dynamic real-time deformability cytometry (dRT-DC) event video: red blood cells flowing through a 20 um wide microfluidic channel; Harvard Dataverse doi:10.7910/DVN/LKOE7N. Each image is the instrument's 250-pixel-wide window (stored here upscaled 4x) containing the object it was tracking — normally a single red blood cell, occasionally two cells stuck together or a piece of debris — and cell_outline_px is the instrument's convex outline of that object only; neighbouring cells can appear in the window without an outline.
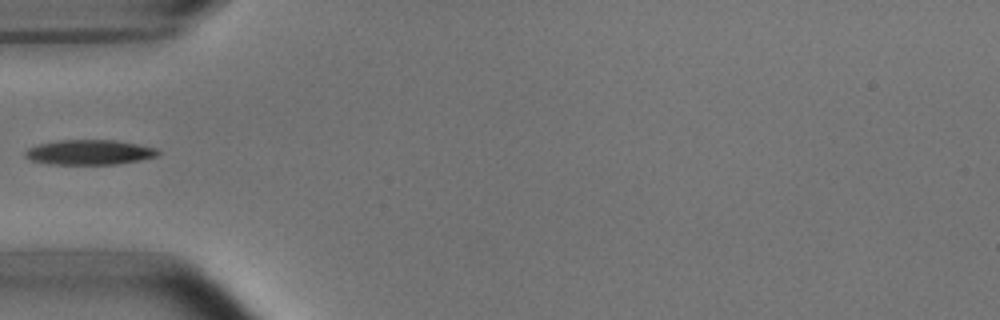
{"species": "common noctule bat (a hibernating species)", "species_latin": "Nyctalus noctula", "temperature_condition": "room temperature", "stored_images_in_passage": 36, "camera_frame_rate_fps": 3000, "um_per_image_px": 0.085, "animal": {"sex": "male", "body_mass_g": 15.6}, "frame": {"image": 1, "passage_image": 1, "time_ms": 0.0, "image_size_px": [1000, 320], "cell_outline_px": [[160, 152], [156, 156], [140, 160], [116, 164], [48, 164], [28, 160], [24, 156], [24, 152], [28, 148], [40, 144], [56, 140], [116, 140], [156, 148]], "centroid_in_image_um": [7.55, 12.94], "position_along_channel_um": 77.5, "area_um2": 19.31}}
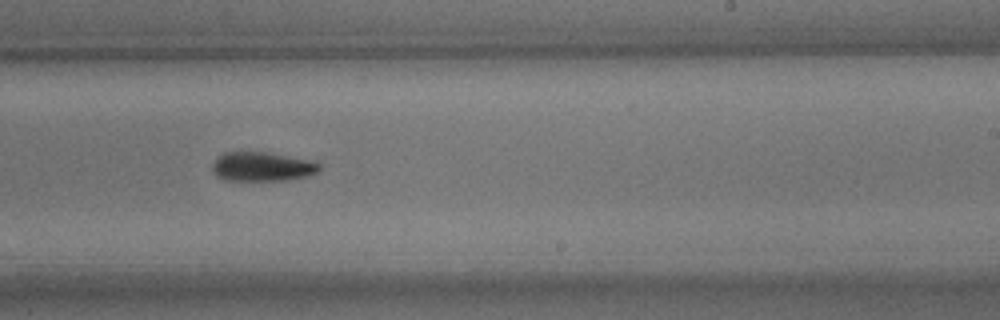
{"frame": {"image": 2, "passage_image": 16, "time_ms": 5.0, "image_size_px": [1000, 320], "cell_outline_px": [[320, 172], [308, 176], [288, 180], [224, 180], [216, 176], [212, 172], [212, 164], [216, 156], [224, 152], [268, 152], [308, 160], [320, 164]], "centroid_in_image_um": [22.25, 14.16], "position_along_channel_um": 266.8, "area_um2": 18.38}}
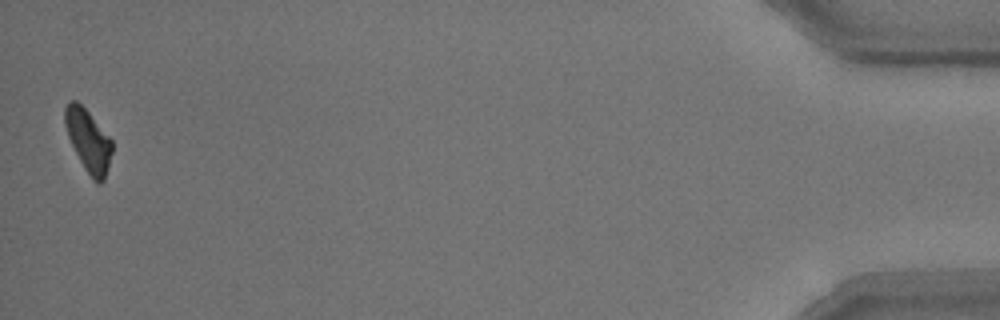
{"frame": {"image": 3, "passage_image": 36, "time_ms": 11.667, "image_size_px": [1000, 320], "cell_outline_px": [[112, 152], [104, 180], [100, 184], [96, 184], [84, 168], [68, 136], [64, 124], [64, 108], [68, 100], [76, 100], [88, 112], [112, 140]], "centroid_in_image_um": [7.49, 11.94], "position_along_channel_um": 427.7, "area_um2": 16.94}}